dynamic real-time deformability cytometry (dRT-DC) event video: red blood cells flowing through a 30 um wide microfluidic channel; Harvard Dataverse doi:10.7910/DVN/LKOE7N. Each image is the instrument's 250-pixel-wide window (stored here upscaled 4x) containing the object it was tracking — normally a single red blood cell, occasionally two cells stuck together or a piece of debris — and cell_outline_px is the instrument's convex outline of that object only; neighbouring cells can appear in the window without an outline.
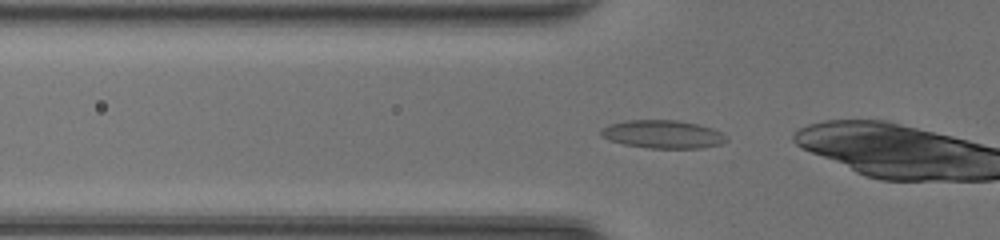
{"species": "common noctule bat (a hibernating species)", "species_latin": "Nyctalus noctula", "temperature_condition": "room temperature", "stored_images_in_passage": 32, "camera_frame_rate_fps": 3000, "um_per_image_px": 0.085, "animal": {"sex": "female", "body_mass_g": 20.0, "forearm_length_mm": 54.0}, "frame": {"image": 1, "passage_image": 7, "time_ms": 2.0, "image_size_px": [1000, 240], "cell_outline_px": [[728, 140], [720, 144], [700, 148], [648, 148], [624, 144], [608, 140], [600, 136], [600, 128], [608, 124], [624, 120], [676, 120], [696, 124], [712, 128], [728, 136]], "centroid_in_image_um": [56.29, 11.41], "position_along_channel_um": 69.5, "area_um2": 20.69}}
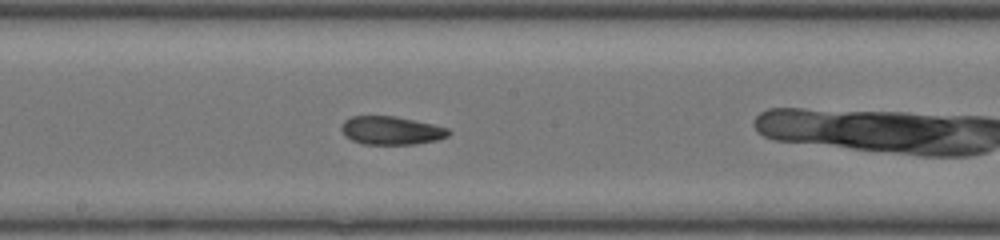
{"frame": {"image": 2, "passage_image": 17, "time_ms": 5.333, "image_size_px": [1000, 240], "cell_outline_px": [[452, 132], [448, 136], [436, 140], [416, 144], [364, 144], [352, 140], [344, 136], [340, 128], [340, 124], [344, 120], [352, 116], [396, 116], [432, 124], [448, 128]], "centroid_in_image_um": [33.23, 11.09], "position_along_channel_um": 215.0, "area_um2": 17.8}}
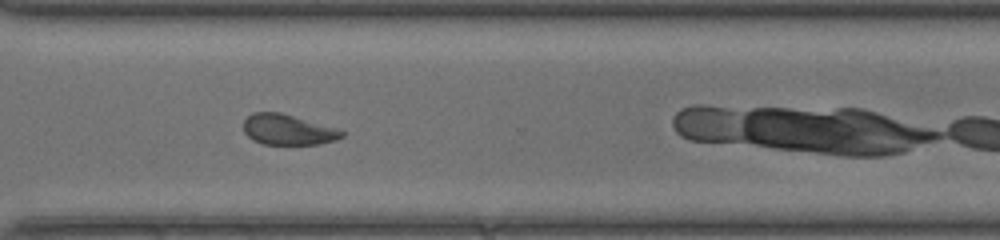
{"frame": {"image": 3, "passage_image": 26, "time_ms": 8.333, "image_size_px": [1000, 240], "cell_outline_px": [[344, 136], [336, 140], [320, 144], [264, 144], [252, 140], [244, 132], [244, 120], [252, 112], [280, 112], [336, 128], [344, 132]], "centroid_in_image_um": [24.46, 11.02], "position_along_channel_um": 346.1, "area_um2": 17.4}, "authors_computed_cell_mechanics": {"area_um2": 18.4093, "velocity_mm_per_s": 4.3843, "shape_relaxation_time_tau1_ms": 5.7881, "shape_relaxation_time_tau2_ms": 2.4611, "deformation_change_tau1": 0.1634, "deformation_change_tau2": 0.0826}}